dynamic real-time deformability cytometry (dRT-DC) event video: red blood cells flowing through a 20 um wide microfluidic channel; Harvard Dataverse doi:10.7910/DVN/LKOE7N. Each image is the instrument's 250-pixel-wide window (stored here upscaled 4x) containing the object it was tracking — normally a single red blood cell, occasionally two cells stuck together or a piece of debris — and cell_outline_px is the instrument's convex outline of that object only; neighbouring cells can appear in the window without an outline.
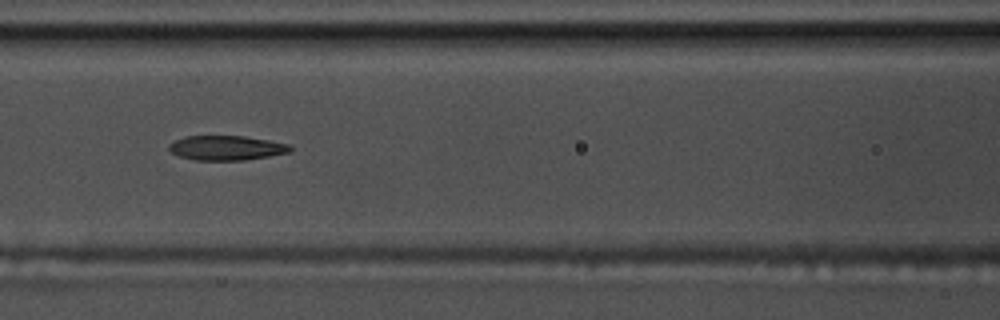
{"species": "common noctule bat (a hibernating species)", "species_latin": "Nyctalus noctula", "temperature_condition": "warm", "stored_images_in_passage": 51, "camera_frame_rate_fps": 3000, "um_per_image_px": 0.085, "animal": {"sex": "male", "body_mass_g": 17.5, "forearm_length_mm": 52.3}, "frame": {"image": 1, "passage_image": 20, "time_ms": 6.333, "image_size_px": [1000, 320], "cell_outline_px": [[292, 148], [288, 152], [268, 156], [244, 160], [196, 160], [180, 156], [172, 152], [168, 148], [168, 144], [184, 136], [244, 136], [268, 140], [288, 144]], "centroid_in_image_um": [19.21, 12.56], "position_along_channel_um": 147.4, "area_um2": 17.17}}
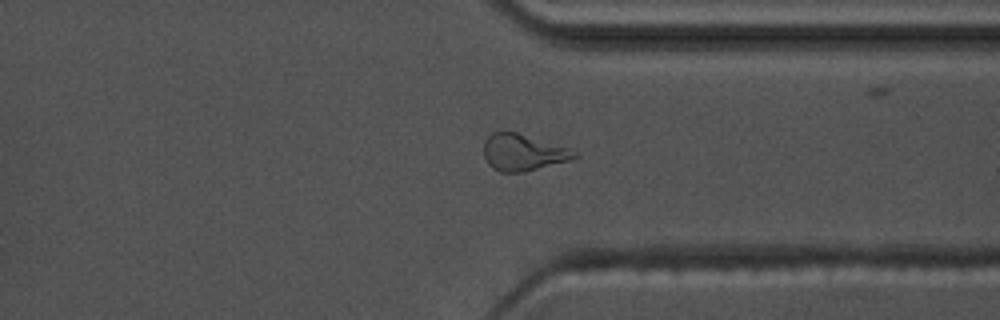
{"frame": {"image": 2, "passage_image": 38, "time_ms": 12.333, "image_size_px": [1000, 320], "cell_outline_px": [[580, 156], [572, 160], [524, 172], [500, 172], [492, 168], [488, 164], [484, 156], [484, 140], [492, 132], [500, 128], [516, 132], [568, 148], [580, 152]], "centroid_in_image_um": [44.45, 12.94], "position_along_channel_um": 367.0, "area_um2": 19.77}}
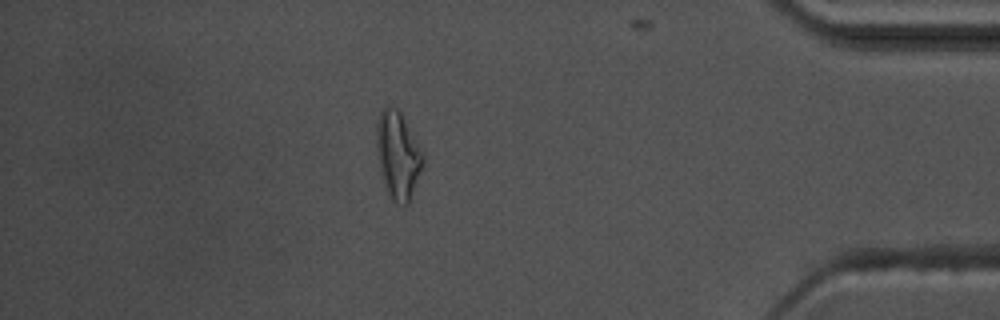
{"frame": {"image": 3, "passage_image": 44, "time_ms": 14.333, "image_size_px": [1000, 320], "cell_outline_px": [[424, 164], [408, 204], [404, 204], [392, 200], [388, 192], [380, 172], [376, 144], [376, 124], [380, 112], [388, 104], [396, 108], [400, 112], [424, 152]], "centroid_in_image_um": [33.83, 13.15], "position_along_channel_um": 401.4, "area_um2": 23.58}, "authors_computed_cell_mechanics": {"area_um2": 18.6116, "velocity_mm_per_s": 3.6729, "shape_relaxation_time_tau1_ms": null, "shape_relaxation_time_tau2_ms": 3.4127, "deformation_change_tau1": null, "deformation_change_tau2": 0.1324}}